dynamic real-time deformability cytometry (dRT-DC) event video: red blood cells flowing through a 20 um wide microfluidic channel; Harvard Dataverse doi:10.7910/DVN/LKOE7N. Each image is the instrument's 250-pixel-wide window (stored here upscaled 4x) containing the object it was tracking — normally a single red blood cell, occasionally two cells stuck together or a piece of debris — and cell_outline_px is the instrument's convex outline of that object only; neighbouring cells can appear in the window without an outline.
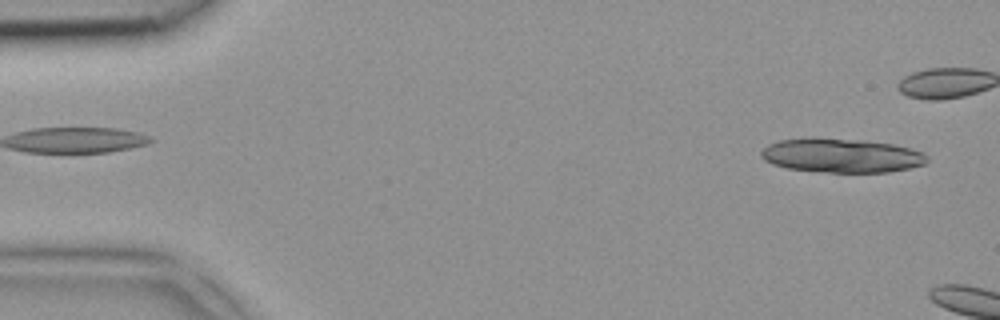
{"species": "common noctule bat (a hibernating species)", "species_latin": "Nyctalus noctula", "temperature_condition": "room temperature", "stored_images_in_passage": 4, "camera_frame_rate_fps": 3000, "um_per_image_px": 0.085, "animal": {"sex": "female", "body_mass_g": 18.4}, "frame": {"image": 1, "passage_image": 4, "time_ms": 1.0, "image_size_px": [1000, 320], "cell_outline_px": [[928, 160], [924, 164], [908, 168], [888, 172], [828, 172], [788, 168], [772, 164], [764, 160], [760, 156], [760, 152], [768, 144], [780, 140], [812, 136], [860, 140], [892, 144], [908, 148], [920, 152], [928, 156]], "centroid_in_image_um": [71.46, 13.2], "position_along_channel_um": 13.5, "area_um2": 33.0}}